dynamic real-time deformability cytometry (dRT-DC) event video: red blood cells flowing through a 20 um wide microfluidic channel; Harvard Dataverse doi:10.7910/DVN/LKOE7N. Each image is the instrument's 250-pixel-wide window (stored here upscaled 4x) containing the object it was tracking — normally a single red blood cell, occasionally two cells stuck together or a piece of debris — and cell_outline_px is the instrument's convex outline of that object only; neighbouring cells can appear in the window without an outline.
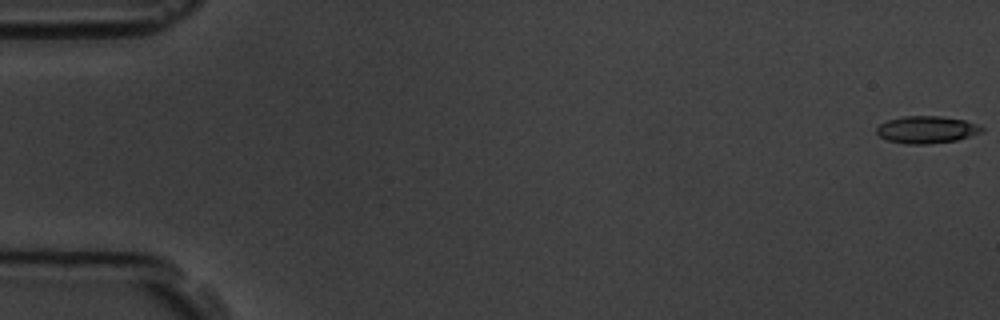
{"species": "common noctule bat (a hibernating species)", "species_latin": "Nyctalus noctula", "temperature_condition": "room temperature", "stored_images_in_passage": 5, "camera_frame_rate_fps": 3000, "um_per_image_px": 0.085, "animal": {"sex": "male", "body_mass_g": 19.5, "forearm_length_mm": 54.6}, "frame": {"image": 1, "passage_image": 1, "time_ms": 0.0, "image_size_px": [1000, 320], "cell_outline_px": [[984, 132], [956, 140], [928, 144], [908, 144], [888, 140], [880, 136], [876, 132], [876, 128], [880, 124], [888, 120], [904, 116], [940, 116], [964, 120], [976, 124], [984, 128]], "centroid_in_image_um": [78.78, 11.02], "position_along_channel_um": 6.2, "area_um2": 16.59}}
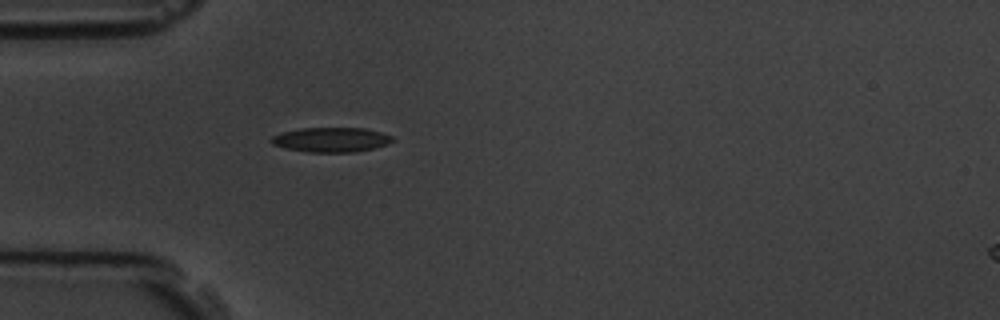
{"frame": {"image": 2, "passage_image": 5, "time_ms": 5.333, "image_size_px": [1000, 320], "cell_outline_px": [[392, 140], [388, 144], [376, 148], [352, 152], [308, 152], [284, 148], [272, 144], [272, 136], [280, 132], [300, 128], [364, 128], [380, 132], [392, 136]], "centroid_in_image_um": [28.13, 11.87], "position_along_channel_um": 56.9, "area_um2": 17.4}}